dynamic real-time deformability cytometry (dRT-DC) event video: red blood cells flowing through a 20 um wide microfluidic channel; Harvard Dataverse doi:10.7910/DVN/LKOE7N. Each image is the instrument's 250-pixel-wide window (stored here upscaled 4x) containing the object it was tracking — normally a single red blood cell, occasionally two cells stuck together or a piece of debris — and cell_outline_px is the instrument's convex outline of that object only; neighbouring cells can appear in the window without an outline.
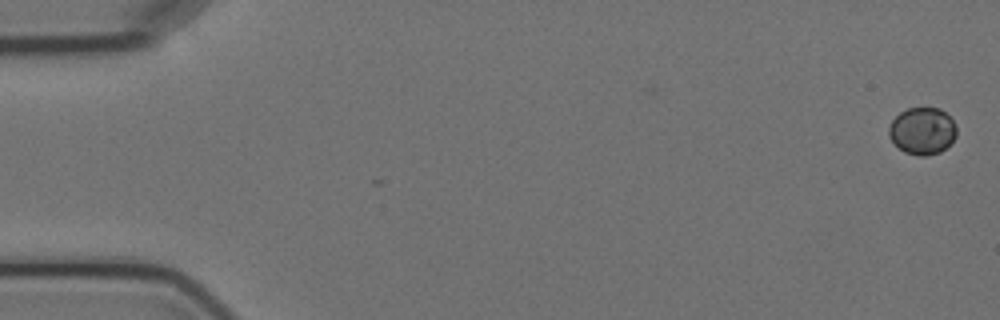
{"species": "Egyptian fruit bat (a non-hibernating species)", "species_latin": "Rousettus aegyptiacus", "temperature_condition": "cold", "stored_images_in_passage": 2, "camera_frame_rate_fps": 3000, "um_per_image_px": 0.085, "animal": {"sex": "female"}, "frame": {"image": 1, "passage_image": 1, "time_ms": 0.0, "image_size_px": [1000, 320], "cell_outline_px": [[956, 136], [940, 152], [928, 156], [920, 156], [904, 152], [888, 136], [888, 128], [892, 120], [900, 112], [908, 108], [940, 108], [956, 124]], "centroid_in_image_um": [78.39, 11.13], "position_along_channel_um": 6.6, "area_um2": 18.44}}